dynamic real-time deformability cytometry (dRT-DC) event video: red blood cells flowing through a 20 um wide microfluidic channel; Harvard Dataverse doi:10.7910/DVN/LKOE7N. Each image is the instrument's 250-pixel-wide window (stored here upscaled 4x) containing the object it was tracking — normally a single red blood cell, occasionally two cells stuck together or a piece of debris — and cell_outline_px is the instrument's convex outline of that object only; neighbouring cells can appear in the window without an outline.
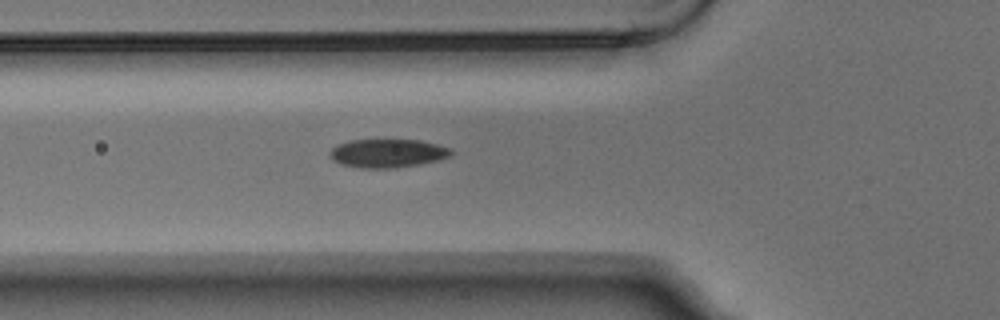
{"species": "Egyptian fruit bat (a non-hibernating species)", "species_latin": "Rousettus aegyptiacus", "temperature_condition": "warm", "stored_images_in_passage": 4, "camera_frame_rate_fps": 3000, "um_per_image_px": 0.085, "animal": {"sex": "male"}, "frame": {"image": 1, "passage_image": 4, "time_ms": 1.0, "image_size_px": [1000, 320], "cell_outline_px": [[452, 152], [448, 156], [436, 160], [420, 164], [392, 168], [360, 168], [340, 164], [332, 160], [328, 156], [328, 152], [332, 148], [348, 140], [420, 140], [452, 148]], "centroid_in_image_um": [32.89, 13.03], "position_along_channel_um": 92.9, "area_um2": 20.11}}